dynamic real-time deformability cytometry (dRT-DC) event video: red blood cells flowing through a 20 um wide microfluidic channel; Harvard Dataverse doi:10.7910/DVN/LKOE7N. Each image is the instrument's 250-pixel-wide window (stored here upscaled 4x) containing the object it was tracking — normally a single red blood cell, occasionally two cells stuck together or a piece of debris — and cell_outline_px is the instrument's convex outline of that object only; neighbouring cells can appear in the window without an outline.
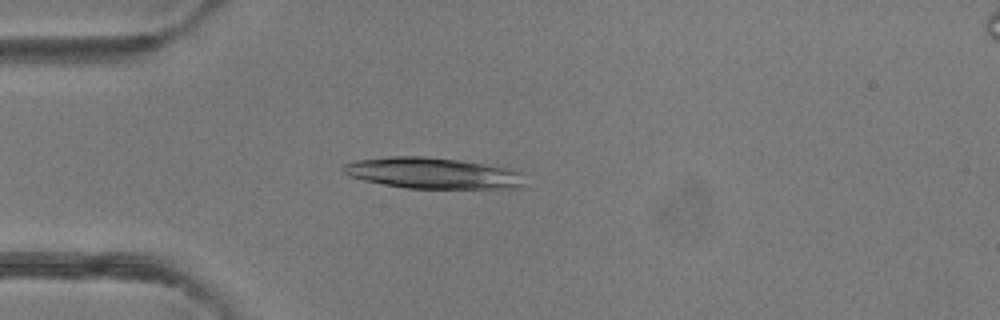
{"species": "common noctule bat (a hibernating species)", "species_latin": "Nyctalus noctula", "temperature_condition": "room temperature", "stored_images_in_passage": 35, "camera_frame_rate_fps": 3000, "um_per_image_px": 0.085, "animal": {"sex": "female"}, "frame": {"image": 1, "passage_image": 2, "time_ms": 0.333, "image_size_px": [1000, 320], "cell_outline_px": [[524, 184], [516, 188], [404, 188], [364, 180], [348, 176], [340, 172], [340, 168], [344, 164], [356, 160], [388, 156], [424, 156], [460, 160], [504, 168], [524, 172]], "centroid_in_image_um": [36.72, 14.71], "position_along_channel_um": 48.3, "area_um2": 32.95}}
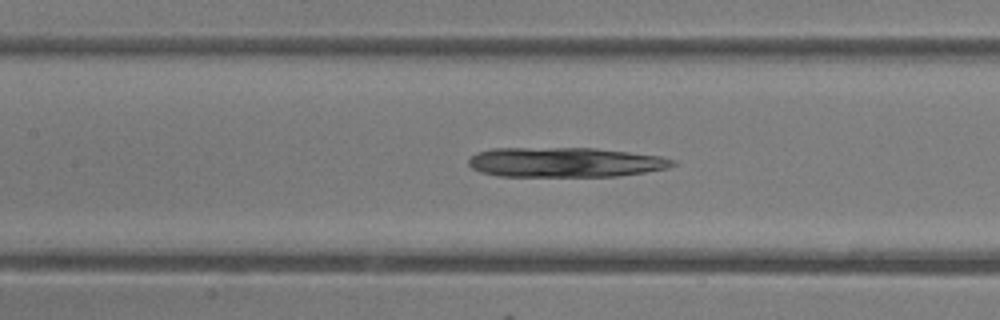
{"frame": {"image": 2, "passage_image": 11, "time_ms": 3.333, "image_size_px": [1000, 320], "cell_outline_px": [[676, 164], [668, 168], [644, 172], [616, 176], [496, 176], [480, 172], [472, 168], [468, 164], [468, 160], [476, 152], [492, 148], [596, 148], [660, 156], [676, 160]], "centroid_in_image_um": [48.01, 13.79], "position_along_channel_um": 159.4, "area_um2": 35.49}}
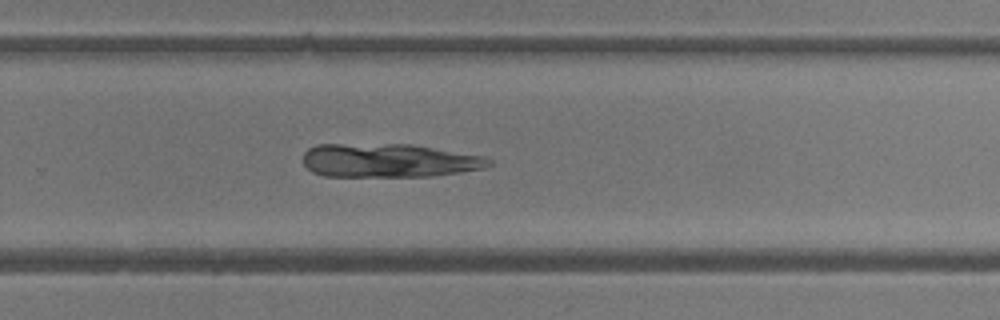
{"frame": {"image": 3, "passage_image": 21, "time_ms": 6.667, "image_size_px": [1000, 320], "cell_outline_px": [[492, 164], [480, 168], [460, 172], [432, 176], [324, 176], [312, 172], [304, 164], [304, 152], [308, 148], [316, 144], [412, 144], [484, 156], [492, 160]], "centroid_in_image_um": [33.02, 13.63], "position_along_channel_um": 296.8, "area_um2": 36.47}}